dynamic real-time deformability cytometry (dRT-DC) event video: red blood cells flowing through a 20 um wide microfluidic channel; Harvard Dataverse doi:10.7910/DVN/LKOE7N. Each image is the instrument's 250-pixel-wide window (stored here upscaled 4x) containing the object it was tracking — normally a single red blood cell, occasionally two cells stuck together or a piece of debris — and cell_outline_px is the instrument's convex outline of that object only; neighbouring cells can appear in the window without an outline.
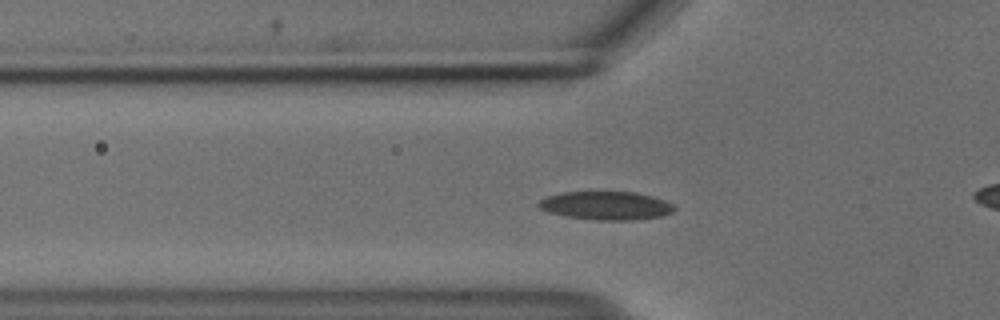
{"species": "common noctule bat (a hibernating species)", "species_latin": "Nyctalus noctula", "temperature_condition": "cold", "stored_images_in_passage": 50, "camera_frame_rate_fps": 3000, "um_per_image_px": 0.085, "animal": {"sex": "male", "body_mass_g": 18.8}, "frame": {"image": 1, "passage_image": 13, "time_ms": 4.0, "image_size_px": [1000, 320], "cell_outline_px": [[676, 208], [672, 212], [660, 216], [632, 220], [596, 220], [564, 216], [548, 212], [540, 208], [536, 204], [540, 200], [548, 196], [560, 192], [636, 192], [652, 196], [664, 200], [672, 204]], "centroid_in_image_um": [51.49, 17.47], "position_along_channel_um": 74.3, "area_um2": 22.43}}
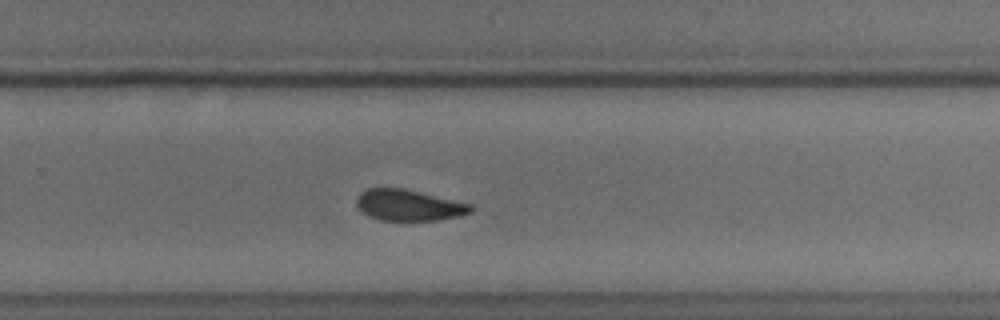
{"frame": {"image": 2, "passage_image": 31, "time_ms": 10.0, "image_size_px": [1000, 320], "cell_outline_px": [[472, 212], [460, 216], [440, 220], [380, 220], [368, 216], [360, 212], [356, 204], [356, 200], [360, 192], [368, 188], [404, 188], [472, 204]], "centroid_in_image_um": [34.72, 17.44], "position_along_channel_um": 295.1, "area_um2": 20.87}}
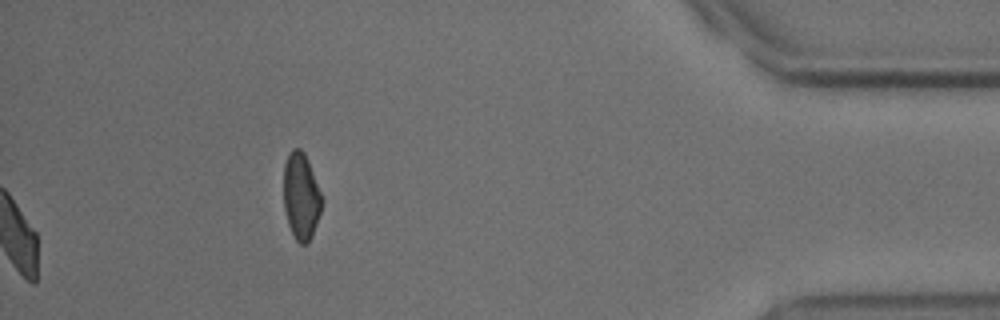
{"frame": {"image": 3, "passage_image": 50, "time_ms": 16.333, "image_size_px": [1000, 320], "cell_outline_px": [[324, 200], [312, 236], [308, 244], [300, 244], [296, 240], [288, 224], [284, 208], [284, 164], [288, 152], [292, 148], [300, 148], [304, 152]], "centroid_in_image_um": [25.59, 16.68], "position_along_channel_um": 409.6, "area_um2": 19.36}, "authors_computed_cell_mechanics": {"area_um2": 21.7617, "velocity_mm_per_s": 3.6778, "shape_relaxation_time_tau1_ms": 4.567, "shape_relaxation_time_tau2_ms": 2.7197, "deformation_change_tau1": 0.0997, "deformation_change_tau2": 0.0541}}